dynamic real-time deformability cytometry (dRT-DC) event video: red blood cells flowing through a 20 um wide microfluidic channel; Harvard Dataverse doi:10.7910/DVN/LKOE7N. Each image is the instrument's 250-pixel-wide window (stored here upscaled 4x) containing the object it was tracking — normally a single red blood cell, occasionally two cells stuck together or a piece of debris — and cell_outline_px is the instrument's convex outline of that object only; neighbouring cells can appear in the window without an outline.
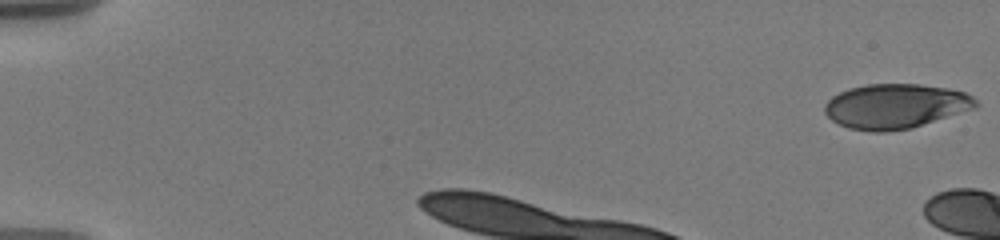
{"species": "human", "species_latin": "Homo sapiens", "temperature_condition": "warm", "stored_images_in_passage": 8, "camera_frame_rate_fps": 3000, "um_per_image_px": 0.085, "donor": {"sex": "male"}, "frame": {"image": 1, "passage_image": 1, "time_ms": 0.0, "image_size_px": [1000, 240], "cell_outline_px": [[980, 104], [976, 108], [912, 128], [888, 132], [872, 132], [848, 128], [832, 120], [824, 112], [824, 104], [832, 96], [848, 88], [868, 84], [920, 84], [948, 88], [964, 92], [972, 96]], "centroid_in_image_um": [76.12, 9.03], "position_along_channel_um": 8.9, "area_um2": 39.59}}